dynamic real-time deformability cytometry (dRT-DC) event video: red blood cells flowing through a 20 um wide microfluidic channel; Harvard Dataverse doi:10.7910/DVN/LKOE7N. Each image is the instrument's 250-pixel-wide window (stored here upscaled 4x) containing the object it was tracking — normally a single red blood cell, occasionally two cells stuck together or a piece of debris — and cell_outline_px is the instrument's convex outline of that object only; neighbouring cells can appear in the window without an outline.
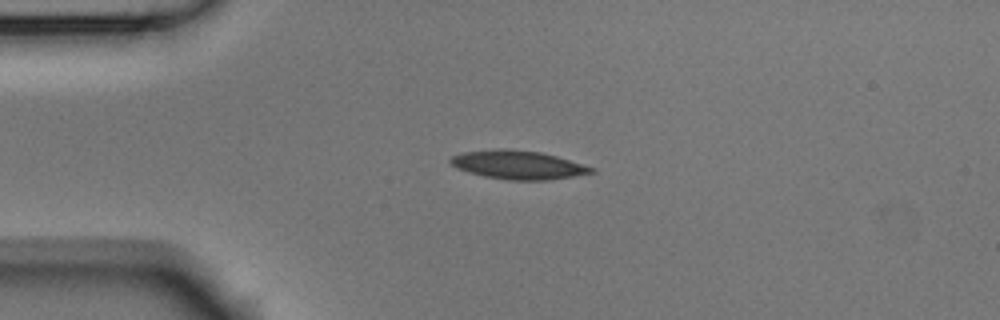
{"species": "Egyptian fruit bat (a non-hibernating species)", "species_latin": "Rousettus aegyptiacus", "temperature_condition": "room temperature", "stored_images_in_passage": 5, "camera_frame_rate_fps": 3000, "um_per_image_px": 0.085, "animal": {"sex": "male"}, "frame": {"image": 1, "passage_image": 4, "time_ms": 1.0, "image_size_px": [1000, 320], "cell_outline_px": [[596, 172], [548, 180], [508, 180], [484, 176], [468, 172], [456, 168], [448, 160], [452, 156], [464, 152], [500, 148], [508, 148], [540, 152], [556, 156], [596, 168]], "centroid_in_image_um": [44.03, 14.01], "position_along_channel_um": 41.0, "area_um2": 23.47}}